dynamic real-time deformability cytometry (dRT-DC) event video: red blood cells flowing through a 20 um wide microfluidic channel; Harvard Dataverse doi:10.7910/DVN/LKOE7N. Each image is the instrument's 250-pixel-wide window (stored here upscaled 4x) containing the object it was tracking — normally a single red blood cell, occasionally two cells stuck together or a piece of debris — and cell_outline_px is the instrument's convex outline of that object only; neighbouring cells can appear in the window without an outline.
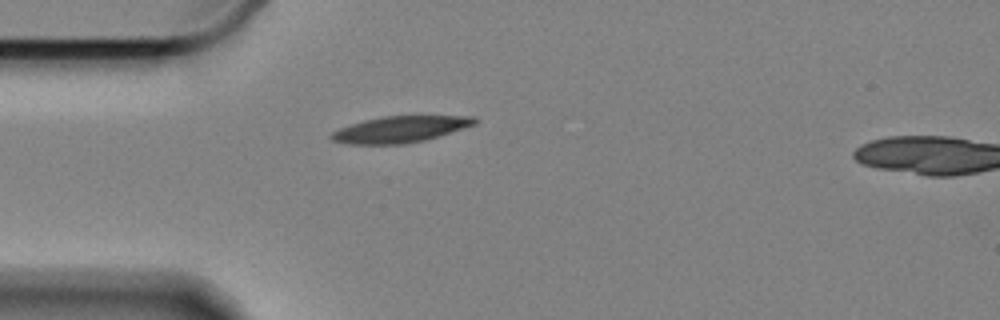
{"species": "Egyptian fruit bat (a non-hibernating species)", "species_latin": "Rousettus aegyptiacus", "temperature_condition": "cold", "stored_images_in_passage": 3, "camera_frame_rate_fps": 3000, "um_per_image_px": 0.085, "animal": {"sex": "female"}, "frame": {"image": 1, "passage_image": 1, "time_ms": 0.0, "image_size_px": [1000, 320], "cell_outline_px": [[480, 120], [476, 124], [424, 140], [404, 144], [344, 144], [332, 140], [328, 136], [332, 132], [340, 128], [364, 120], [380, 116], [476, 116]], "centroid_in_image_um": [34.0, 10.99], "position_along_channel_um": 51.0, "area_um2": 21.96}}